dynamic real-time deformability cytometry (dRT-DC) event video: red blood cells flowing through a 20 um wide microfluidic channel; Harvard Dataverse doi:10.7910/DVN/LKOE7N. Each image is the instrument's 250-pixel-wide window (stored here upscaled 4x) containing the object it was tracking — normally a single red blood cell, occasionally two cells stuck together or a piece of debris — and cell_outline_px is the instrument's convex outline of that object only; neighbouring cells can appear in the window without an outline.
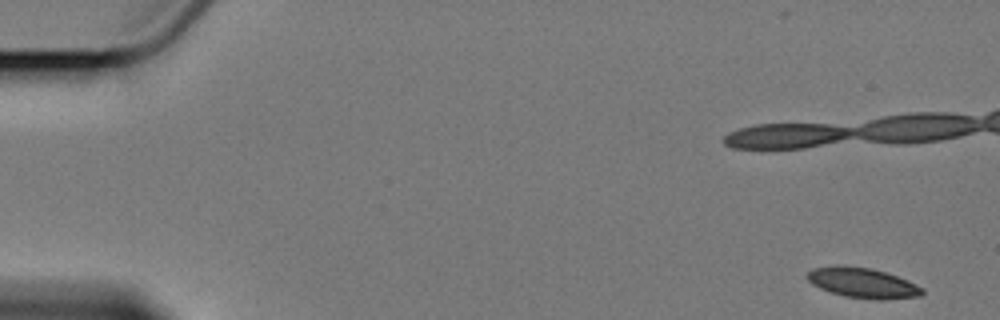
{"species": "Egyptian fruit bat (a non-hibernating species)", "species_latin": "Rousettus aegyptiacus", "temperature_condition": "cold", "stored_images_in_passage": 3, "camera_frame_rate_fps": 3000, "um_per_image_px": 0.085, "animal": {"sex": "female"}, "frame": {"image": 1, "passage_image": 1, "time_ms": 0.0, "image_size_px": [1000, 320], "cell_outline_px": [[924, 292], [920, 296], [880, 300], [872, 300], [844, 296], [820, 288], [812, 284], [808, 280], [808, 272], [812, 268], [836, 264], [844, 264], [872, 268], [896, 276], [924, 288]], "centroid_in_image_um": [73.3, 24.03], "position_along_channel_um": 11.7, "area_um2": 20.35}}